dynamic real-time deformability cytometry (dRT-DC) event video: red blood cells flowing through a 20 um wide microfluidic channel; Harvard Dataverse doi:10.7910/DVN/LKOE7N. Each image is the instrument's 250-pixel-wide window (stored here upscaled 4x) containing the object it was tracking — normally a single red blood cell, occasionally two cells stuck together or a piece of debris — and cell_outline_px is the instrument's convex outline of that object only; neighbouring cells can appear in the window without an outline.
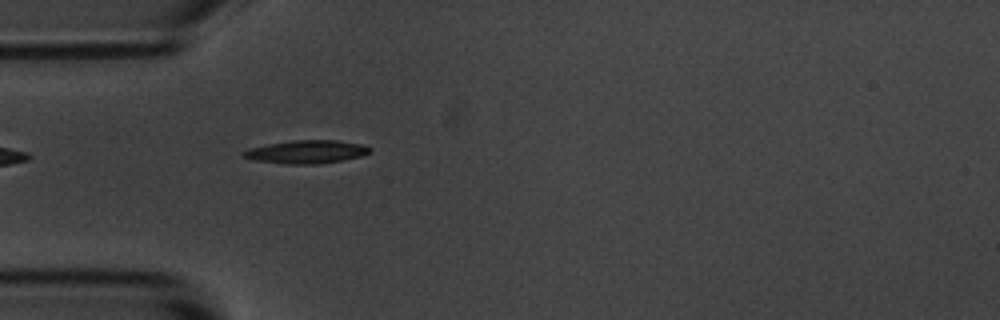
{"species": "common noctule bat (a hibernating species)", "species_latin": "Nyctalus noctula", "temperature_condition": "room temperature", "stored_images_in_passage": 1, "camera_frame_rate_fps": 3000, "um_per_image_px": 0.085, "animal": {"sex": "male", "body_mass_g": 20.1, "forearm_length_mm": 53.5}, "frame": {"image": 1, "passage_image": 1, "time_ms": 0.0, "image_size_px": [1000, 320], "cell_outline_px": [[372, 148], [368, 152], [360, 156], [344, 160], [320, 164], [284, 164], [256, 160], [240, 156], [240, 152], [248, 148], [268, 144], [292, 140], [336, 140], [364, 144]], "centroid_in_image_um": [26.02, 12.9], "position_along_channel_um": 59.0, "area_um2": 17.22}}